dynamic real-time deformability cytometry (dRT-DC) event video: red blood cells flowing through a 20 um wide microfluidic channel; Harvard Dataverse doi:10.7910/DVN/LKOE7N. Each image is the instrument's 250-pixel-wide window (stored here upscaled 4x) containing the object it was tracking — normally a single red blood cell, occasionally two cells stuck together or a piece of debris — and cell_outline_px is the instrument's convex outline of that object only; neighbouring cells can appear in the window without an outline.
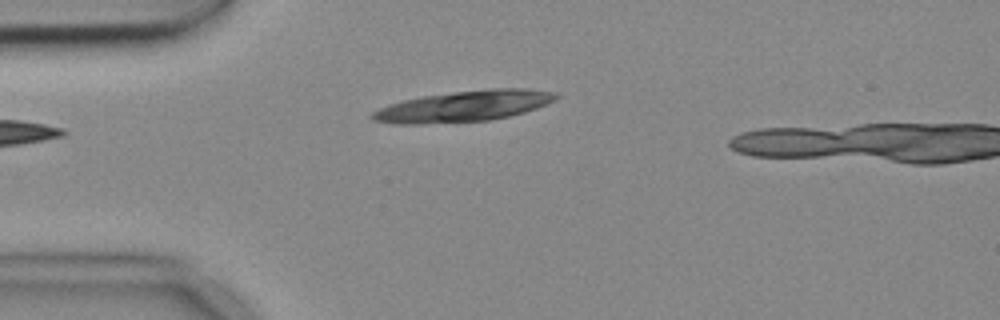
{"species": "common noctule bat (a hibernating species)", "species_latin": "Nyctalus noctula", "temperature_condition": "cold", "stored_images_in_passage": 2, "camera_frame_rate_fps": 3000, "um_per_image_px": 0.085, "animal": {"sex": "female", "body_mass_g": 18.4}, "frame": {"image": 1, "passage_image": 1, "time_ms": 0.0, "image_size_px": [1000, 320], "cell_outline_px": [[560, 96], [556, 100], [548, 104], [524, 112], [492, 120], [420, 124], [396, 124], [372, 120], [368, 116], [372, 112], [388, 104], [404, 100], [424, 96], [452, 92], [492, 88], [528, 88], [556, 92]], "centroid_in_image_um": [39.45, 9.02], "position_along_channel_um": 45.6, "area_um2": 33.23}}